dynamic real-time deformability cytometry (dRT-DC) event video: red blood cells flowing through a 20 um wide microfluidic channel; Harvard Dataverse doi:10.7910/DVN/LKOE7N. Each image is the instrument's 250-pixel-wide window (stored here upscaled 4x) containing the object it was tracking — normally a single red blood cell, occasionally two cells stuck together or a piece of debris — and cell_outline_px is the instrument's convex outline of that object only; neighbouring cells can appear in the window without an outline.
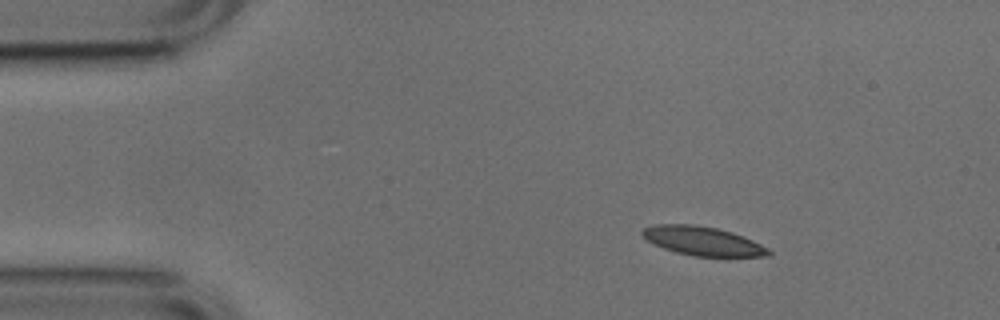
{"species": "common noctule bat (a hibernating species)", "species_latin": "Nyctalus noctula", "temperature_condition": "cold", "stored_images_in_passage": 52, "camera_frame_rate_fps": 3000, "um_per_image_px": 0.085, "animal": {"sex": "male", "body_mass_g": 17.9, "forearm_length_mm": 54.2}, "frame": {"image": 1, "passage_image": 7, "time_ms": 2.0, "image_size_px": [1000, 320], "cell_outline_px": [[772, 256], [692, 256], [676, 252], [664, 248], [648, 240], [640, 232], [644, 228], [656, 224], [692, 224], [716, 228], [732, 232], [752, 240], [768, 248], [772, 252]], "centroid_in_image_um": [59.75, 20.49], "position_along_channel_um": 25.2, "area_um2": 21.04}}
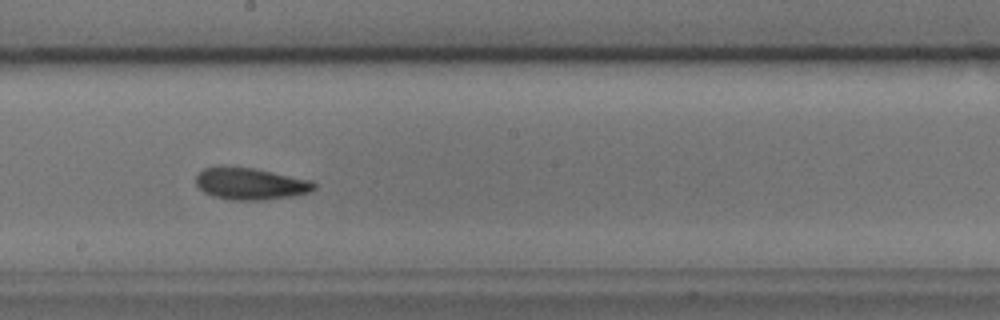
{"frame": {"image": 2, "passage_image": 28, "time_ms": 9.0, "image_size_px": [1000, 320], "cell_outline_px": [[316, 188], [308, 192], [292, 196], [264, 200], [232, 200], [212, 196], [204, 192], [196, 184], [196, 176], [204, 168], [220, 164], [224, 164], [256, 168], [312, 180], [316, 184]], "centroid_in_image_um": [21.26, 15.58], "position_along_channel_um": 226.9, "area_um2": 22.48}}
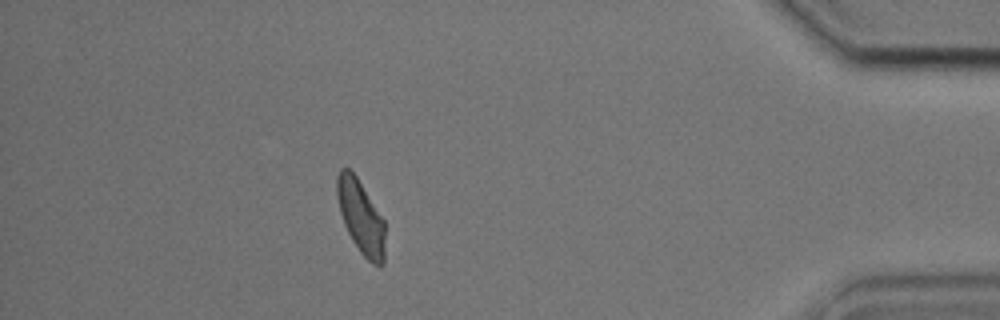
{"frame": {"image": 3, "passage_image": 46, "time_ms": 15.0, "image_size_px": [1000, 320], "cell_outline_px": [[384, 264], [372, 264], [360, 252], [352, 240], [344, 224], [340, 212], [336, 192], [336, 176], [340, 168], [348, 168], [356, 176], [384, 220]], "centroid_in_image_um": [30.65, 18.42], "position_along_channel_um": 404.6, "area_um2": 20.35}, "authors_computed_cell_mechanics": {"area_um2": 21.0392, "velocity_mm_per_s": 3.7579, "shape_relaxation_time_tau1_ms": null, "shape_relaxation_time_tau2_ms": 4.1415, "deformation_change_tau1": null, "deformation_change_tau2": 0.103}}